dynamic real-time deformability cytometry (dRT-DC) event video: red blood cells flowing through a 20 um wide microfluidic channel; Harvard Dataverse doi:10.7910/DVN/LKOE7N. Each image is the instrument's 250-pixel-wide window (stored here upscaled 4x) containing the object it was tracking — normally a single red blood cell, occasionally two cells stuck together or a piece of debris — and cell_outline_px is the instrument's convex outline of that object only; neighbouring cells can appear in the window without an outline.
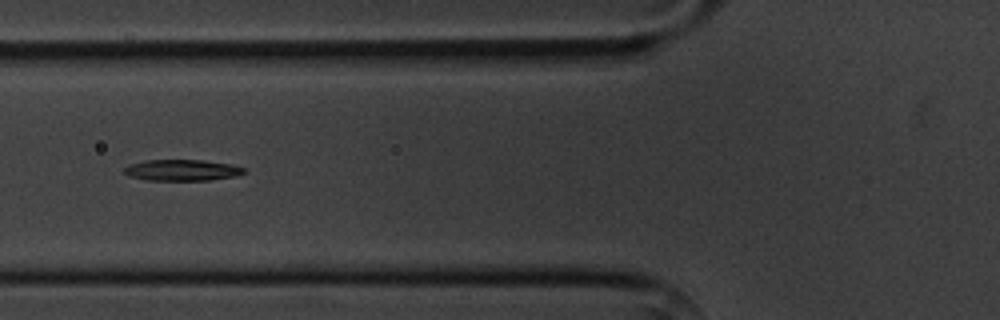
{"species": "common noctule bat (a hibernating species)", "species_latin": "Nyctalus noctula", "temperature_condition": "cold", "stored_images_in_passage": 6, "camera_frame_rate_fps": 3000, "um_per_image_px": 0.085, "animal": {"sex": "male", "body_mass_g": 20.1, "forearm_length_mm": 53.5}, "frame": {"image": 1, "passage_image": 3, "time_ms": 2.333, "image_size_px": [1000, 320], "cell_outline_px": [[244, 172], [236, 176], [208, 180], [144, 180], [128, 176], [124, 172], [124, 168], [128, 164], [144, 160], [200, 160], [232, 164], [244, 168]], "centroid_in_image_um": [15.42, 14.46], "position_along_channel_um": 110.4, "area_um2": 14.8}}
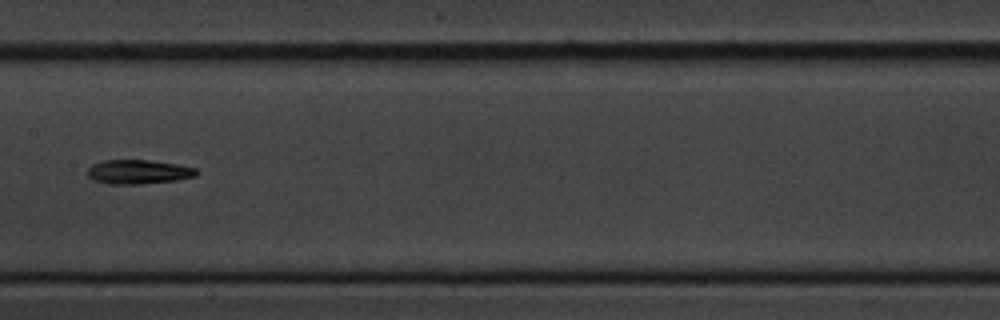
{"frame": {"image": 2, "passage_image": 5, "time_ms": 4.667, "image_size_px": [1000, 320], "cell_outline_px": [[196, 176], [176, 180], [140, 184], [108, 184], [96, 180], [88, 176], [88, 168], [92, 164], [104, 160], [148, 160], [176, 164], [196, 168]], "centroid_in_image_um": [11.75, 14.6], "position_along_channel_um": 195.7, "area_um2": 15.2}}
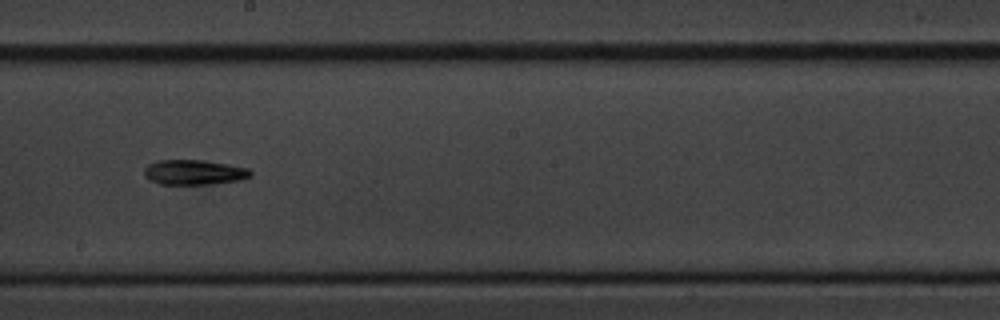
{"frame": {"image": 3, "passage_image": 6, "time_ms": 5.667, "image_size_px": [1000, 320], "cell_outline_px": [[252, 176], [240, 180], [212, 184], [160, 184], [144, 176], [144, 168], [148, 164], [156, 160], [200, 160], [228, 164], [248, 168], [252, 172]], "centroid_in_image_um": [16.5, 14.64], "position_along_channel_um": 231.7, "area_um2": 15.49}}